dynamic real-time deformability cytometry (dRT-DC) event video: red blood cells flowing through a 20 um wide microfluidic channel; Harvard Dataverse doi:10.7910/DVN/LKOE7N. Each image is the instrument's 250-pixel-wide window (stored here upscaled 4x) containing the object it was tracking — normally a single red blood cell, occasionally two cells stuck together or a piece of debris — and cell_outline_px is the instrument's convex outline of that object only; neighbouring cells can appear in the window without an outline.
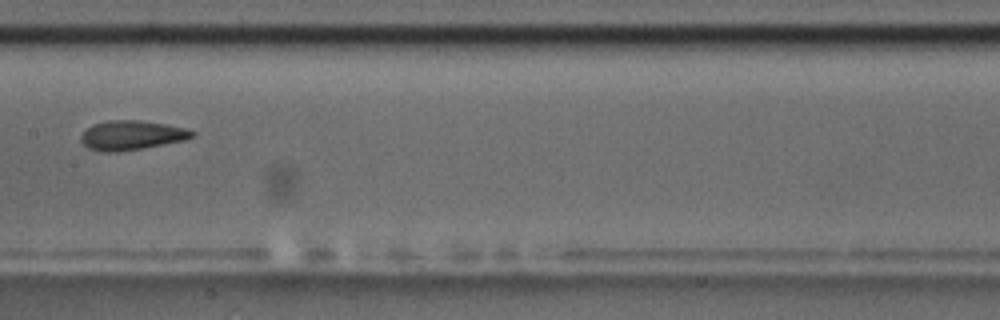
{"species": "common noctule bat (a hibernating species)", "species_latin": "Nyctalus noctula", "temperature_condition": "room temperature", "stored_images_in_passage": 10, "camera_frame_rate_fps": 3000, "um_per_image_px": 0.085, "animal": {"sex": "male", "body_mass_g": 17.5, "forearm_length_mm": 52.3}, "frame": {"image": 1, "passage_image": 4, "time_ms": 3.667, "image_size_px": [1000, 320], "cell_outline_px": [[196, 136], [184, 140], [144, 148], [120, 152], [104, 152], [88, 148], [80, 140], [80, 136], [92, 124], [108, 120], [140, 120], [164, 124], [184, 128], [196, 132]], "centroid_in_image_um": [11.18, 11.5], "position_along_channel_um": 196.2, "area_um2": 19.07}}
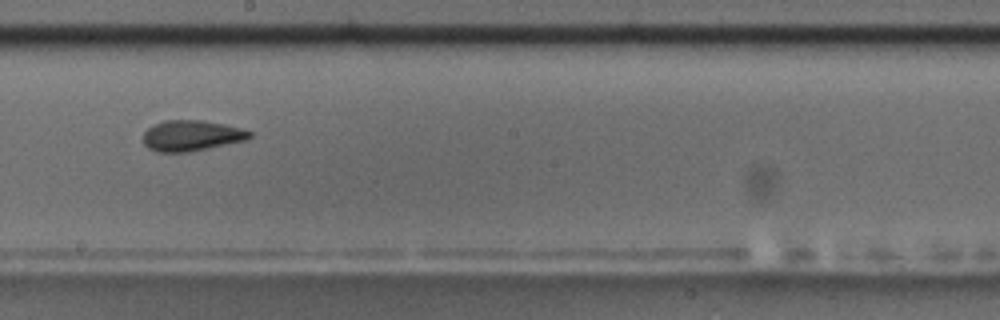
{"frame": {"image": 2, "passage_image": 5, "time_ms": 4.667, "image_size_px": [1000, 320], "cell_outline_px": [[252, 136], [248, 140], [188, 152], [156, 152], [148, 148], [144, 144], [144, 132], [148, 128], [164, 120], [204, 120], [224, 124], [240, 128], [252, 132]], "centroid_in_image_um": [16.29, 11.53], "position_along_channel_um": 231.9, "area_um2": 19.07}}
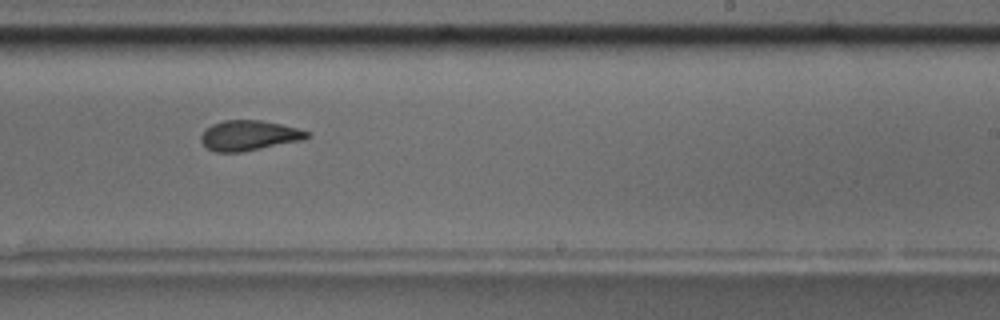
{"frame": {"image": 3, "passage_image": 6, "time_ms": 5.667, "image_size_px": [1000, 320], "cell_outline_px": [[312, 136], [304, 140], [240, 152], [216, 152], [208, 148], [200, 140], [200, 136], [212, 124], [224, 120], [260, 120], [280, 124], [312, 132]], "centroid_in_image_um": [21.21, 11.51], "position_along_channel_um": 267.8, "area_um2": 18.55}}